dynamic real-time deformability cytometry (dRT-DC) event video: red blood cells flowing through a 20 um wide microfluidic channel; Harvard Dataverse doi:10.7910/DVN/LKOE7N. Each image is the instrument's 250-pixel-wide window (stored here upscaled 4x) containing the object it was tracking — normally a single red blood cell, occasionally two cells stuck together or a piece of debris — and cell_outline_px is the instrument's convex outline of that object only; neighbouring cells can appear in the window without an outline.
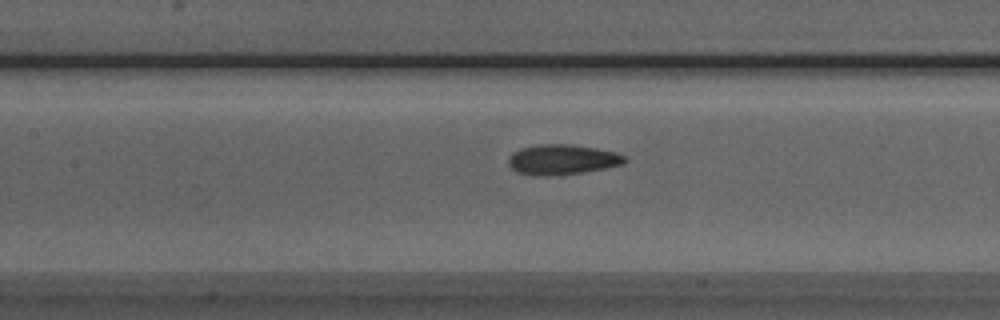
{"species": "Egyptian fruit bat (a non-hibernating species)", "species_latin": "Rousettus aegyptiacus", "temperature_condition": "room temperature", "stored_images_in_passage": 31, "camera_frame_rate_fps": 3000, "um_per_image_px": 0.085, "animal": {"sex": "male"}, "frame": {"image": 1, "passage_image": 10, "time_ms": 3.0, "image_size_px": [1000, 320], "cell_outline_px": [[628, 160], [624, 164], [604, 168], [580, 172], [516, 172], [508, 164], [508, 160], [512, 152], [520, 148], [540, 144], [572, 144], [596, 148], [616, 152], [624, 156]], "centroid_in_image_um": [47.85, 13.49], "position_along_channel_um": 159.6, "area_um2": 19.36}}
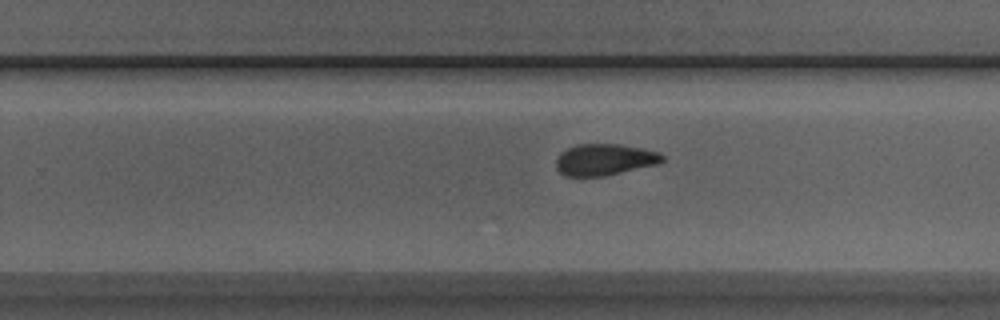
{"frame": {"image": 2, "passage_image": 19, "time_ms": 6.0, "image_size_px": [1000, 320], "cell_outline_px": [[664, 160], [656, 164], [604, 176], [564, 176], [556, 168], [556, 160], [560, 152], [576, 144], [620, 144], [660, 152], [664, 156]], "centroid_in_image_um": [51.36, 13.56], "position_along_channel_um": 278.4, "area_um2": 19.42}}
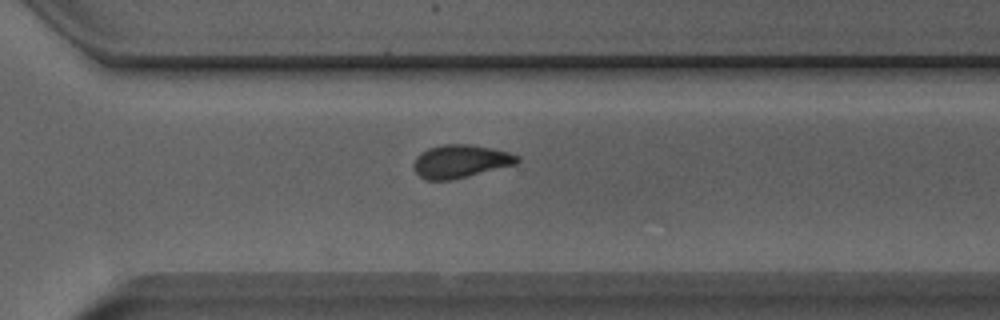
{"frame": {"image": 3, "passage_image": 23, "time_ms": 7.333, "image_size_px": [1000, 320], "cell_outline_px": [[520, 160], [516, 164], [452, 180], [428, 180], [420, 176], [412, 168], [412, 164], [416, 156], [420, 152], [428, 148], [440, 144], [468, 144], [492, 148], [508, 152], [520, 156]], "centroid_in_image_um": [39.11, 13.7], "position_along_channel_um": 331.5, "area_um2": 20.11}, "authors_computed_cell_mechanics": {"area_um2": 20.23, "velocity_mm_per_s": 3.9776, "shape_relaxation_time_tau1_ms": null, "shape_relaxation_time_tau2_ms": 1.5471, "deformation_change_tau1": null, "deformation_change_tau2": 0.0737}}